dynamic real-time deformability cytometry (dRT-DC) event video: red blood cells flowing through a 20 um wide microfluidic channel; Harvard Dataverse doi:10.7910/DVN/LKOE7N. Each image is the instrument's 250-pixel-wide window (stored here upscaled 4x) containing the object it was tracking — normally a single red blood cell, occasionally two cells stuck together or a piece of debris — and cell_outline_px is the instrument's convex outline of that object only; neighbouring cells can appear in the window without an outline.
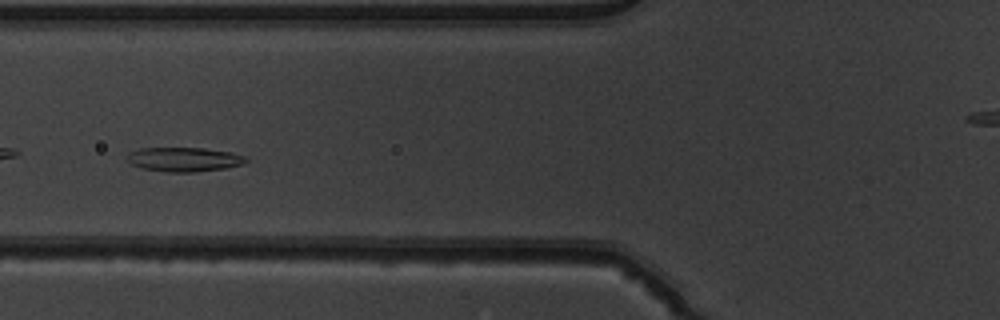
{"species": "common noctule bat (a hibernating species)", "species_latin": "Nyctalus noctula", "temperature_condition": "warm", "stored_images_in_passage": 48, "camera_frame_rate_fps": 3000, "um_per_image_px": 0.085, "animal": {"sex": "male", "body_mass_g": 19.5, "forearm_length_mm": 54.6}, "frame": {"image": 1, "passage_image": 15, "time_ms": 4.667, "image_size_px": [1000, 320], "cell_outline_px": [[248, 160], [244, 164], [224, 168], [196, 172], [168, 172], [140, 168], [124, 160], [124, 156], [128, 152], [140, 148], [204, 148], [232, 152], [248, 156]], "centroid_in_image_um": [15.62, 13.54], "position_along_channel_um": 110.2, "area_um2": 17.17}}
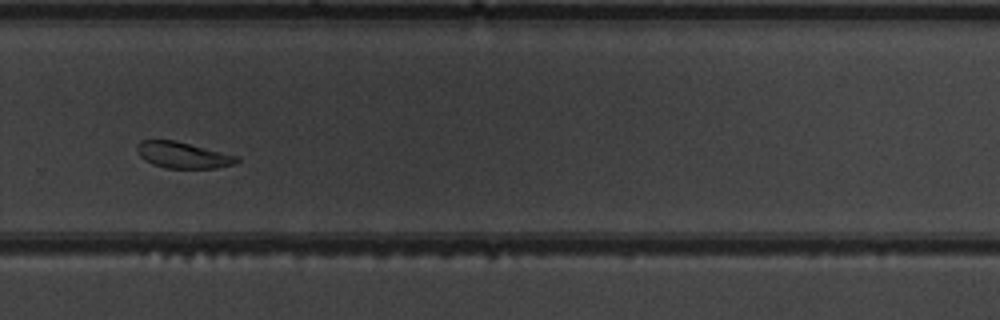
{"frame": {"image": 2, "passage_image": 31, "time_ms": 10.0, "image_size_px": [1000, 320], "cell_outline_px": [[240, 160], [232, 164], [216, 168], [168, 168], [152, 164], [144, 160], [140, 156], [136, 148], [136, 144], [140, 140], [176, 140], [240, 156]], "centroid_in_image_um": [15.55, 13.17], "position_along_channel_um": 314.3, "area_um2": 15.37}}
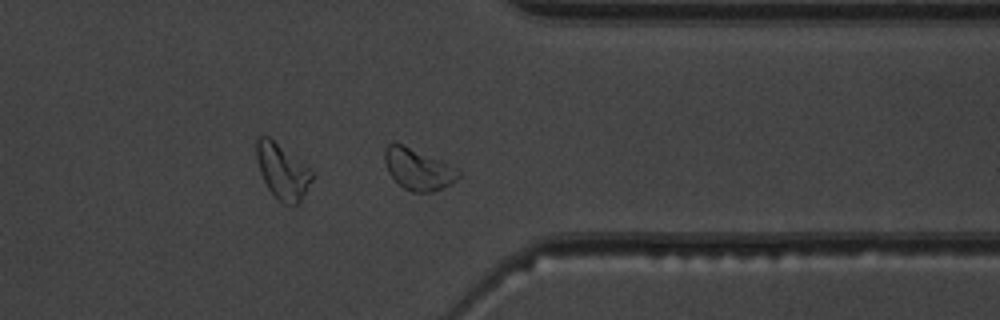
{"frame": {"image": 3, "passage_image": 36, "time_ms": 11.667, "image_size_px": [1000, 320], "cell_outline_px": [[460, 176], [456, 180], [432, 192], [412, 192], [404, 188], [388, 172], [384, 160], [384, 152], [388, 144], [400, 144], [460, 168]], "centroid_in_image_um": [35.56, 14.4], "position_along_channel_um": 375.8, "area_um2": 17.34}, "authors_computed_cell_mechanics": {"area_um2": 17.3689, "velocity_mm_per_s": 3.8271, "shape_relaxation_time_tau1_ms": 3.5251, "shape_relaxation_time_tau2_ms": 3.6114, "deformation_change_tau1": 0.0937, "deformation_change_tau2": 0.0985}}